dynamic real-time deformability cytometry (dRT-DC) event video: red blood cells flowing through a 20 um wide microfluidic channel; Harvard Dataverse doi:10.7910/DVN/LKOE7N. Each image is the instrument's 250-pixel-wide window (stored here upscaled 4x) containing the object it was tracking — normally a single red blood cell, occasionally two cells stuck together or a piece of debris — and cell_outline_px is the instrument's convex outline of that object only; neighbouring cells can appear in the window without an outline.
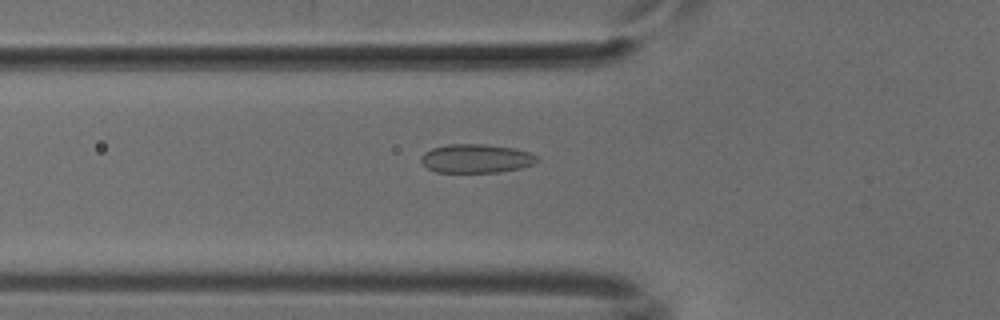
{"species": "common noctule bat (a hibernating species)", "species_latin": "Nyctalus noctula", "temperature_condition": "cold", "stored_images_in_passage": 52, "camera_frame_rate_fps": 3000, "um_per_image_px": 0.085, "animal": {"sex": "male", "body_mass_g": 18.8}, "frame": {"image": 1, "passage_image": 18, "time_ms": 5.667, "image_size_px": [1000, 320], "cell_outline_px": [[540, 160], [536, 164], [520, 168], [500, 172], [436, 172], [428, 168], [420, 160], [420, 156], [424, 152], [432, 148], [448, 144], [484, 144], [516, 148], [528, 152], [536, 156]], "centroid_in_image_um": [40.49, 13.47], "position_along_channel_um": 85.3, "area_um2": 19.59}}
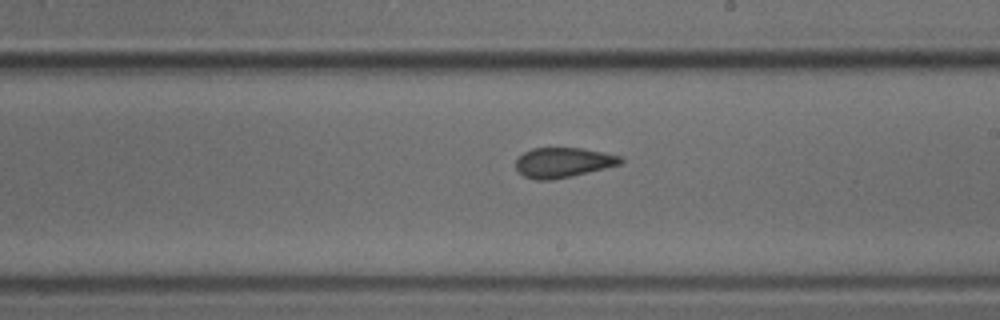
{"frame": {"image": 2, "passage_image": 30, "time_ms": 9.667, "image_size_px": [1000, 320], "cell_outline_px": [[624, 160], [620, 164], [572, 176], [552, 180], [536, 180], [524, 176], [516, 168], [516, 160], [524, 152], [532, 148], [580, 148], [620, 156]], "centroid_in_image_um": [47.83, 13.82], "position_along_channel_um": 241.2, "area_um2": 18.03}}
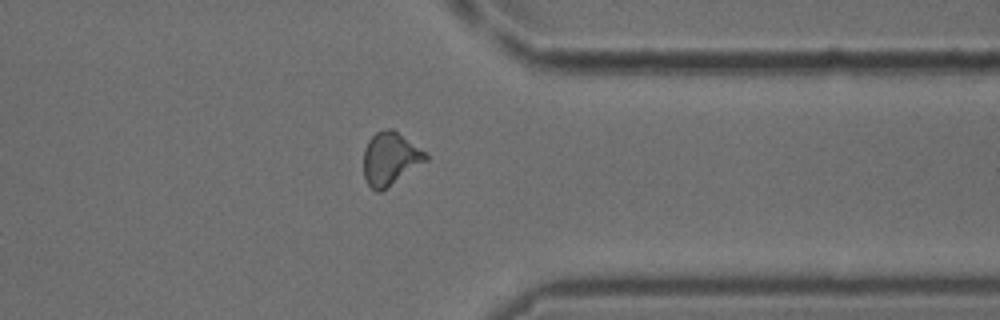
{"frame": {"image": 3, "passage_image": 41, "time_ms": 13.333, "image_size_px": [1000, 320], "cell_outline_px": [[428, 160], [380, 192], [376, 192], [368, 184], [364, 176], [364, 148], [368, 140], [376, 132], [388, 128], [392, 128], [424, 152], [428, 156]], "centroid_in_image_um": [33.14, 13.49], "position_along_channel_um": 378.3, "area_um2": 18.84}}